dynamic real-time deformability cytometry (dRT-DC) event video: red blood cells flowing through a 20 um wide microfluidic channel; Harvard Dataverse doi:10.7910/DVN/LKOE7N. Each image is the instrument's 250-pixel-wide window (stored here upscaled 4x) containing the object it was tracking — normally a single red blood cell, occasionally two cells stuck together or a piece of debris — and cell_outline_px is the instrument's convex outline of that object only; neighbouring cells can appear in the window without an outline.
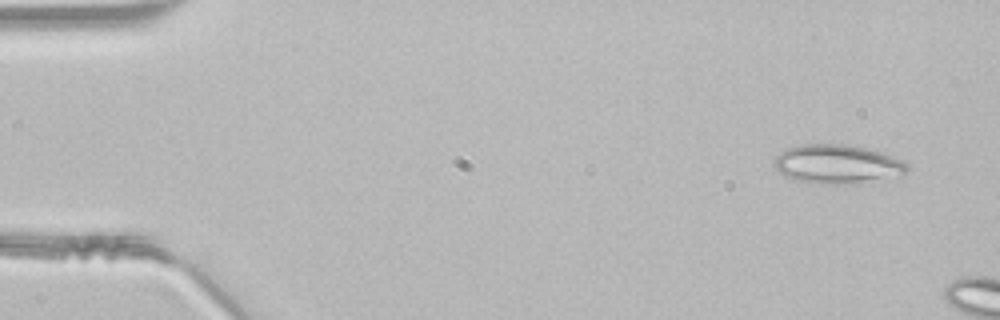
{"species": "common noctule bat (a hibernating species)", "species_latin": "Nyctalus noctula", "temperature_condition": "room temperature", "stored_images_in_passage": 7, "camera_frame_rate_fps": 3000, "um_per_image_px": 0.085, "animal": {"sex": "male", "body_mass_g": 21.5, "forearm_length_mm": 52.0}, "frame": {"image": 1, "passage_image": 3, "time_ms": 0.667, "image_size_px": [1000, 320], "cell_outline_px": [[908, 172], [836, 184], [796, 180], [784, 176], [772, 164], [776, 156], [780, 152], [788, 148], [800, 144], [848, 144], [868, 148], [892, 156], [908, 164]], "centroid_in_image_um": [71.06, 13.89], "position_along_channel_um": 13.9, "area_um2": 29.07}}